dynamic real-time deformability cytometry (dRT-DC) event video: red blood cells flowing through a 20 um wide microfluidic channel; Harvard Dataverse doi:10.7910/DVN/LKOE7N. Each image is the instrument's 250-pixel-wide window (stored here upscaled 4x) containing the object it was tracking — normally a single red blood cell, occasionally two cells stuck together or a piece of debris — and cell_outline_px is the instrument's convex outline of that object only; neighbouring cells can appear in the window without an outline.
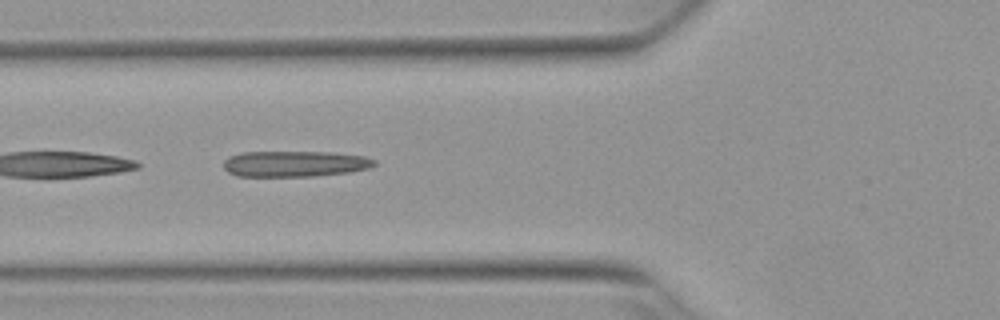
{"species": "Egyptian fruit bat (a non-hibernating species)", "species_latin": "Rousettus aegyptiacus", "temperature_condition": "warm", "stored_images_in_passage": 52, "camera_frame_rate_fps": 3000, "um_per_image_px": 0.085, "animal": {"sex": "female"}, "frame": {"image": 1, "passage_image": 19, "time_ms": 6.0, "image_size_px": [1000, 320], "cell_outline_px": [[376, 164], [368, 168], [348, 172], [312, 176], [236, 176], [228, 172], [224, 168], [224, 160], [228, 156], [244, 152], [332, 152], [364, 156], [376, 160]], "centroid_in_image_um": [25.04, 13.92], "position_along_channel_um": 100.8, "area_um2": 22.72}}
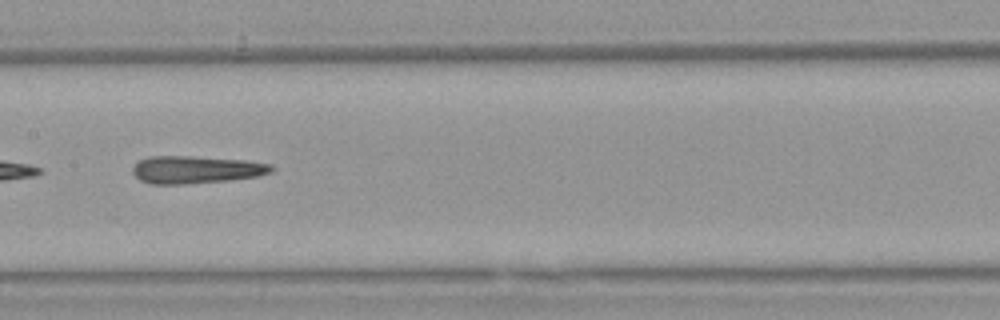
{"frame": {"image": 2, "passage_image": 26, "time_ms": 8.333, "image_size_px": [1000, 320], "cell_outline_px": [[276, 168], [272, 172], [256, 176], [228, 180], [184, 184], [148, 184], [140, 180], [132, 172], [132, 168], [140, 160], [148, 156], [192, 156], [244, 160], [272, 164]], "centroid_in_image_um": [16.66, 14.42], "position_along_channel_um": 190.7, "area_um2": 22.31}}
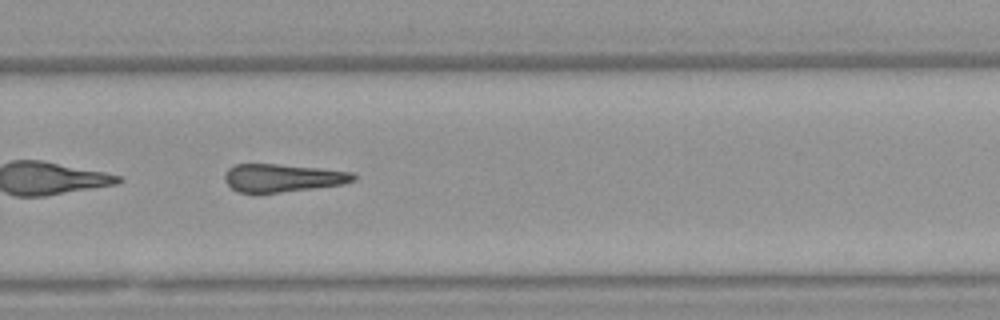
{"frame": {"image": 3, "passage_image": 35, "time_ms": 11.333, "image_size_px": [1000, 320], "cell_outline_px": [[356, 180], [344, 184], [256, 196], [236, 192], [224, 180], [224, 172], [232, 164], [276, 164], [316, 168], [352, 172], [356, 176]], "centroid_in_image_um": [23.93, 15.16], "position_along_channel_um": 305.9, "area_um2": 21.68}, "authors_computed_cell_mechanics": {"area_um2": 22.0507, "velocity_mm_per_s": 3.856, "shape_relaxation_time_tau1_ms": null, "shape_relaxation_time_tau2_ms": 6.2713, "deformation_change_tau1": null, "deformation_change_tau2": 0.2324}}